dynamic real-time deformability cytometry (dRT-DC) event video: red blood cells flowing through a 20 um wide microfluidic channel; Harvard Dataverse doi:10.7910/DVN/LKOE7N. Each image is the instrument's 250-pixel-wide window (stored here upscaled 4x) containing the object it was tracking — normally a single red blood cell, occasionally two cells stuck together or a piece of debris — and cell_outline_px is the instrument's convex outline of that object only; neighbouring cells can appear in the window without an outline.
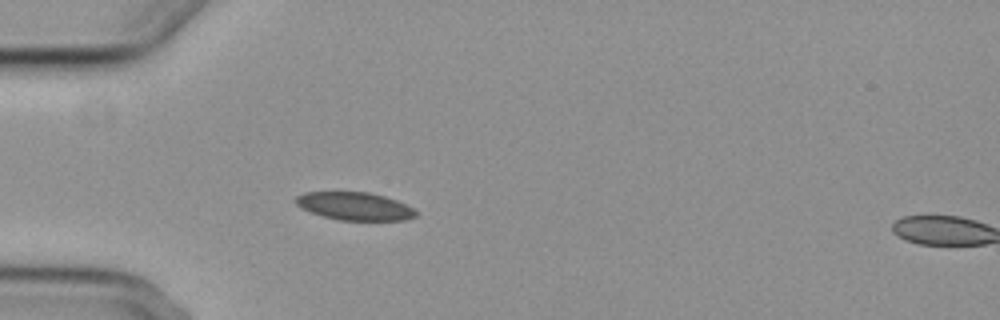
{"species": "common noctule bat (a hibernating species)", "species_latin": "Nyctalus noctula", "temperature_condition": "cold", "stored_images_in_passage": 5, "segment_of_instrument_passage": [1, 2], "camera_frame_rate_fps": 3000, "um_per_image_px": 0.085, "animal": {"sex": "female", "body_mass_g": 29.2, "forearm_length_mm": 56.3}, "frame": {"image": 1, "passage_image": 4, "time_ms": 3.333, "image_size_px": [1000, 320], "cell_outline_px": [[416, 216], [404, 220], [340, 220], [324, 216], [300, 208], [292, 200], [296, 196], [304, 192], [368, 192], [384, 196], [396, 200], [412, 208], [416, 212]], "centroid_in_image_um": [30.09, 17.52], "position_along_channel_um": 54.9, "area_um2": 19.42}}